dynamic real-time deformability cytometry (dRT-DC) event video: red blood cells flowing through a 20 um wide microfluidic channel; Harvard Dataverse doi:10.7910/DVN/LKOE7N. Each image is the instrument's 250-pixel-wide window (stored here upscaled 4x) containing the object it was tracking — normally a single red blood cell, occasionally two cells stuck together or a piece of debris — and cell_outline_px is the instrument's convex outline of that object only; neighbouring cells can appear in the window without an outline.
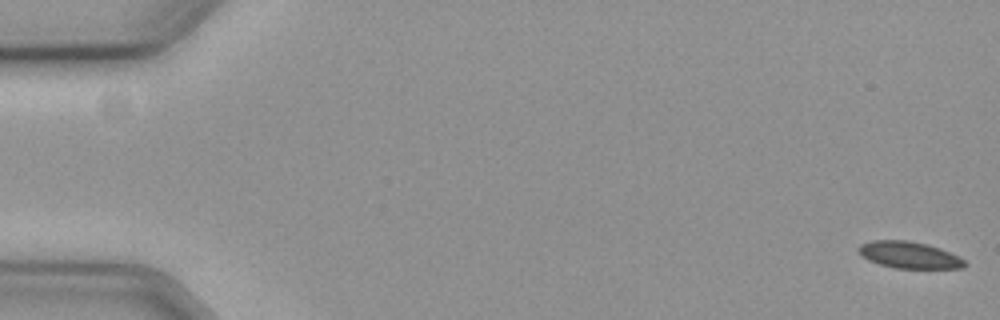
{"species": "common noctule bat (a hibernating species)", "species_latin": "Nyctalus noctula", "temperature_condition": "cold", "stored_images_in_passage": 59, "camera_frame_rate_fps": 3000, "um_per_image_px": 0.085, "animal": {"sex": "female", "body_mass_g": 19.3, "forearm_length_mm": 54.1}, "frame": {"image": 1, "passage_image": 1, "time_ms": 0.0, "image_size_px": [1000, 320], "cell_outline_px": [[968, 264], [964, 268], [896, 268], [880, 264], [868, 260], [856, 248], [860, 244], [872, 240], [908, 240], [928, 244], [940, 248], [964, 260]], "centroid_in_image_um": [77.27, 21.66], "position_along_channel_um": 7.7, "area_um2": 16.42}}
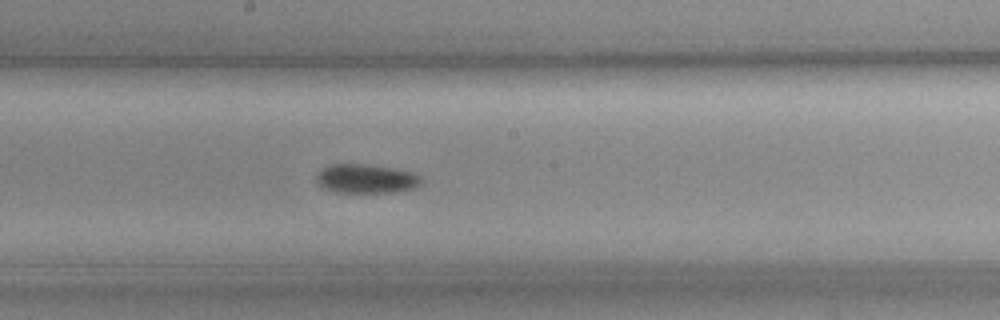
{"frame": {"image": 2, "passage_image": 32, "time_ms": 10.333, "image_size_px": [1000, 320], "cell_outline_px": [[424, 180], [416, 188], [396, 192], [336, 192], [324, 188], [316, 184], [316, 176], [324, 168], [332, 164], [360, 164], [392, 168], [408, 172], [420, 176]], "centroid_in_image_um": [31.12, 15.21], "position_along_channel_um": 217.1, "area_um2": 17.57}}
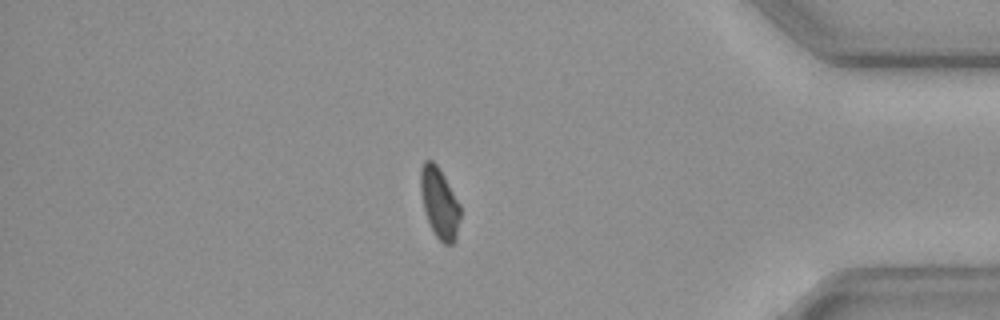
{"frame": {"image": 3, "passage_image": 50, "time_ms": 16.333, "image_size_px": [1000, 320], "cell_outline_px": [[460, 216], [456, 240], [452, 244], [444, 244], [432, 232], [424, 212], [420, 192], [420, 168], [424, 160], [432, 160], [440, 168], [460, 204]], "centroid_in_image_um": [37.34, 17.24], "position_along_channel_um": 397.9, "area_um2": 16.65}, "authors_computed_cell_mechanics": {"area_um2": 17.2244, "velocity_mm_per_s": 3.5948, "shape_relaxation_time_tau1_ms": 5.4254, "shape_relaxation_time_tau2_ms": null, "deformation_change_tau1": 0.1111, "deformation_change_tau2": null}}